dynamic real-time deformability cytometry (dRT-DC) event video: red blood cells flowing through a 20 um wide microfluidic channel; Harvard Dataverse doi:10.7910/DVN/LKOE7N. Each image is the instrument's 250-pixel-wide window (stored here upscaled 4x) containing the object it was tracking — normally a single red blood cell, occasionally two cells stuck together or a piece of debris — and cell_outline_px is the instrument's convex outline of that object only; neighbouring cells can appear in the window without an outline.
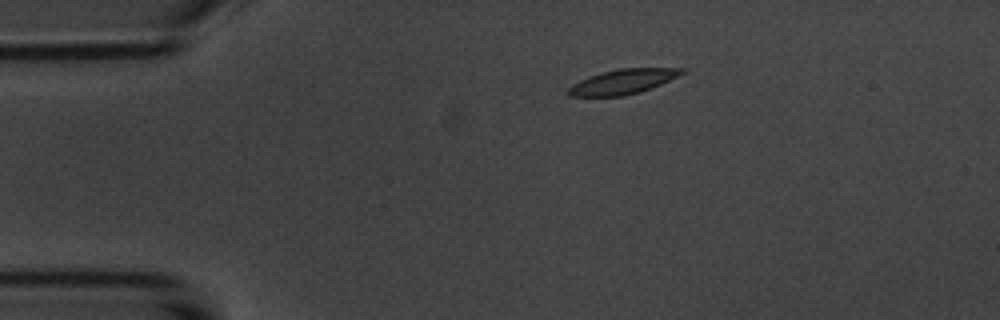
{"species": "common noctule bat (a hibernating species)", "species_latin": "Nyctalus noctula", "temperature_condition": "room temperature", "stored_images_in_passage": 7, "camera_frame_rate_fps": 3000, "um_per_image_px": 0.085, "animal": {"sex": "male", "body_mass_g": 20.1, "forearm_length_mm": 53.5}, "frame": {"image": 1, "passage_image": 1, "time_ms": 0.0, "image_size_px": [1000, 320], "cell_outline_px": [[688, 68], [684, 72], [660, 84], [640, 92], [624, 96], [568, 96], [564, 92], [572, 84], [588, 76], [600, 72], [620, 68]], "centroid_in_image_um": [52.87, 6.94], "position_along_channel_um": 32.1, "area_um2": 16.42}}
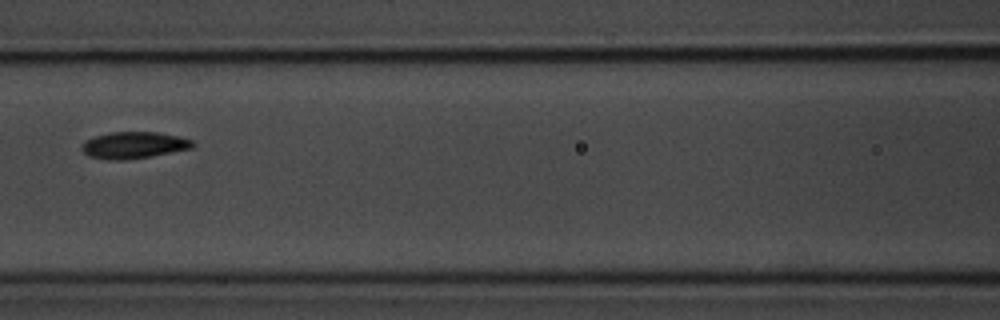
{"frame": {"image": 2, "passage_image": 5, "time_ms": 4.667, "image_size_px": [1000, 320], "cell_outline_px": [[196, 144], [192, 148], [152, 156], [124, 160], [104, 160], [88, 156], [80, 148], [80, 144], [84, 140], [96, 136], [112, 132], [160, 132], [192, 140]], "centroid_in_image_um": [11.33, 12.34], "position_along_channel_um": 155.3, "area_um2": 17.4}}
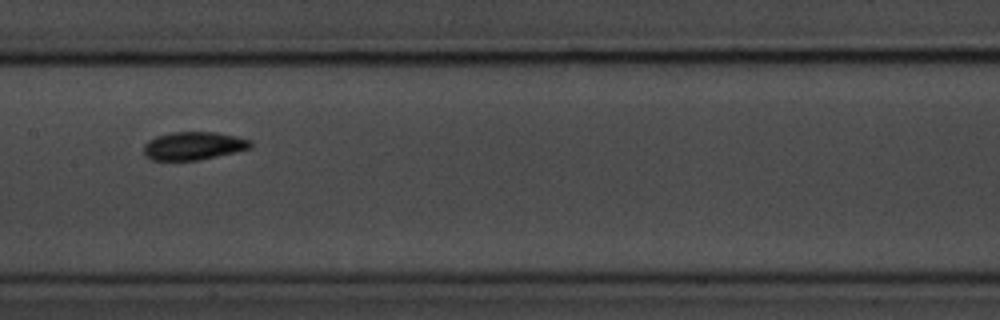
{"frame": {"image": 3, "passage_image": 6, "time_ms": 5.667, "image_size_px": [1000, 320], "cell_outline_px": [[252, 148], [236, 152], [200, 160], [152, 160], [144, 156], [144, 144], [148, 140], [156, 136], [172, 132], [216, 132], [236, 136], [252, 140]], "centroid_in_image_um": [16.46, 12.4], "position_along_channel_um": 190.9, "area_um2": 17.69}}